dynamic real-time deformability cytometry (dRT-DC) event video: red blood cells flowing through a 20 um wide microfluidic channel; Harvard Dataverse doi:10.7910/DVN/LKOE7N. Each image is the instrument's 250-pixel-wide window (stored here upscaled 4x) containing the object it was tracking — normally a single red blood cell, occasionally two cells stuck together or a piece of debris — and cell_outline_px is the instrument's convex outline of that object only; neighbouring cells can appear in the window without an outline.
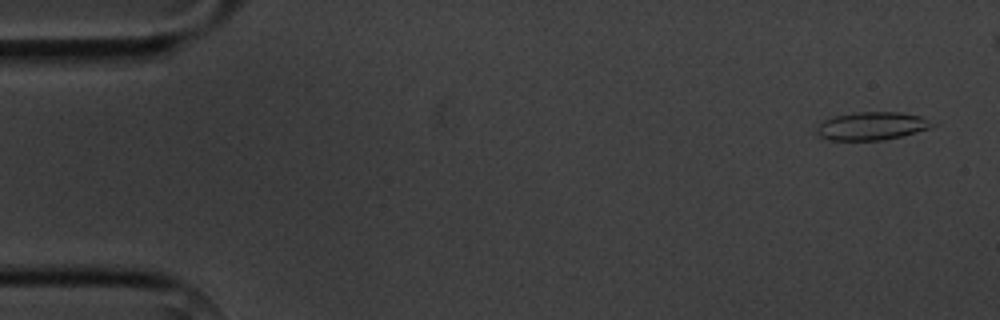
{"species": "common noctule bat (a hibernating species)", "species_latin": "Nyctalus noctula", "temperature_condition": "cold", "stored_images_in_passage": 1, "camera_frame_rate_fps": 3000, "um_per_image_px": 0.085, "animal": {"sex": "male", "body_mass_g": 20.1, "forearm_length_mm": 53.5}, "frame": {"image": 1, "passage_image": 1, "time_ms": 0.0, "image_size_px": [1000, 320], "cell_outline_px": [[936, 124], [928, 128], [904, 136], [884, 140], [828, 140], [820, 136], [816, 132], [816, 128], [824, 120], [832, 116], [860, 112], [900, 112], [920, 116]], "centroid_in_image_um": [74.08, 10.71], "position_along_channel_um": 10.9, "area_um2": 18.84}}